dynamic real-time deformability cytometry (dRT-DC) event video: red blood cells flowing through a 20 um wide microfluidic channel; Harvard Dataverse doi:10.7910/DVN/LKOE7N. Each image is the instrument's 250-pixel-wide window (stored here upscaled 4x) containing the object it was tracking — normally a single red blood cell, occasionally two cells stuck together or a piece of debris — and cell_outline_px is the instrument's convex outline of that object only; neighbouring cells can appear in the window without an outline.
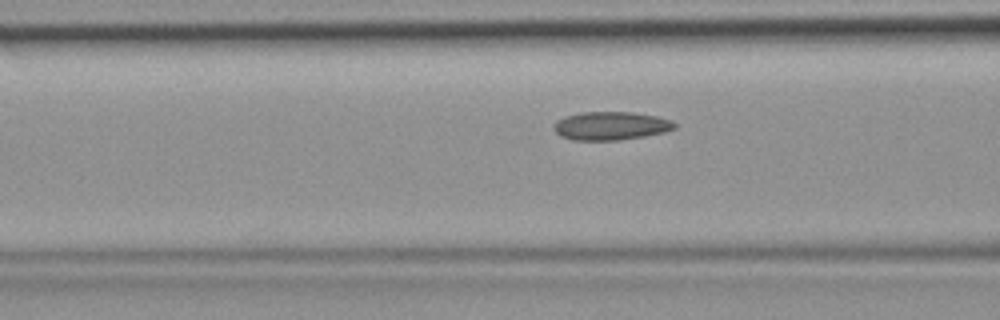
{"species": "common noctule bat (a hibernating species)", "species_latin": "Nyctalus noctula", "temperature_condition": "room temperature", "stored_images_in_passage": 7, "camera_frame_rate_fps": 3000, "um_per_image_px": 0.085, "animal": {"sex": "female", "body_mass_g": 19.9}, "frame": {"image": 1, "passage_image": 7, "time_ms": 2.0, "image_size_px": [1000, 320], "cell_outline_px": [[676, 128], [664, 132], [644, 136], [620, 140], [572, 140], [560, 136], [552, 128], [552, 124], [556, 120], [564, 116], [580, 112], [632, 112], [656, 116], [672, 120], [676, 124]], "centroid_in_image_um": [51.88, 10.69], "position_along_channel_um": 114.7, "area_um2": 20.17}}